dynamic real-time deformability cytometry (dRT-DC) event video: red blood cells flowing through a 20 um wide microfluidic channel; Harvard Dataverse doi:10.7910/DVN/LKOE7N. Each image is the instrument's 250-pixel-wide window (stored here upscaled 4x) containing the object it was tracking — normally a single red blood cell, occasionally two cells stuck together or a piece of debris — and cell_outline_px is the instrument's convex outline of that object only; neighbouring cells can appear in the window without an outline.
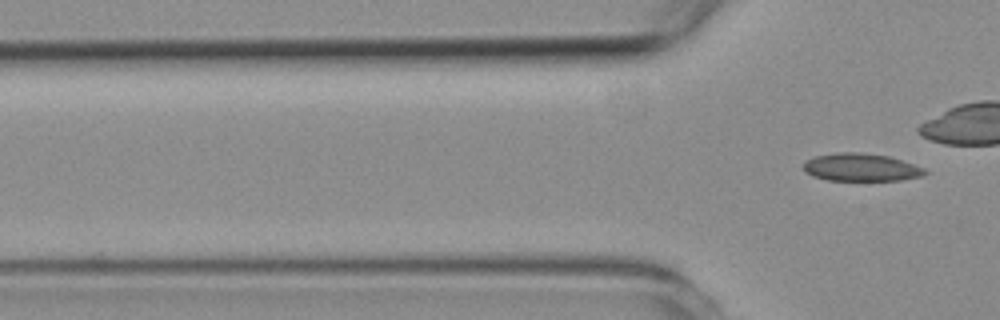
{"species": "common noctule bat (a hibernating species)", "species_latin": "Nyctalus noctula", "temperature_condition": "room temperature", "stored_images_in_passage": 4, "camera_frame_rate_fps": 3000, "um_per_image_px": 0.085, "animal": {"sex": "female", "body_mass_g": 19.3, "forearm_length_mm": 54.1}, "frame": {"image": 1, "passage_image": 4, "time_ms": 4.0, "image_size_px": [1000, 320], "cell_outline_px": [[928, 172], [920, 176], [900, 180], [828, 180], [812, 176], [804, 172], [804, 160], [816, 156], [836, 152], [864, 152], [888, 156], [924, 168]], "centroid_in_image_um": [73.13, 14.21], "position_along_channel_um": 52.7, "area_um2": 19.59}}